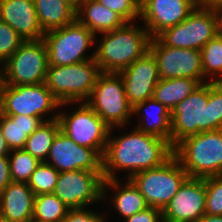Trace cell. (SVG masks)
I'll return each mask as SVG.
<instances>
[{
	"label": "cell",
	"instance_id": "obj_1",
	"mask_svg": "<svg viewBox=\"0 0 222 222\" xmlns=\"http://www.w3.org/2000/svg\"><path fill=\"white\" fill-rule=\"evenodd\" d=\"M113 129L109 130L102 157L104 180L117 179L118 170H127V179H130L138 172L163 165L174 155L168 140L143 133L136 127L128 134L113 137Z\"/></svg>",
	"mask_w": 222,
	"mask_h": 222
},
{
	"label": "cell",
	"instance_id": "obj_2",
	"mask_svg": "<svg viewBox=\"0 0 222 222\" xmlns=\"http://www.w3.org/2000/svg\"><path fill=\"white\" fill-rule=\"evenodd\" d=\"M103 36L94 50V60L101 72L120 73L150 49L151 36L144 26L131 22Z\"/></svg>",
	"mask_w": 222,
	"mask_h": 222
},
{
	"label": "cell",
	"instance_id": "obj_3",
	"mask_svg": "<svg viewBox=\"0 0 222 222\" xmlns=\"http://www.w3.org/2000/svg\"><path fill=\"white\" fill-rule=\"evenodd\" d=\"M173 152L189 178L222 175V129L187 137Z\"/></svg>",
	"mask_w": 222,
	"mask_h": 222
},
{
	"label": "cell",
	"instance_id": "obj_4",
	"mask_svg": "<svg viewBox=\"0 0 222 222\" xmlns=\"http://www.w3.org/2000/svg\"><path fill=\"white\" fill-rule=\"evenodd\" d=\"M100 73L94 59L65 66L49 65L45 85L61 106L73 105L89 98Z\"/></svg>",
	"mask_w": 222,
	"mask_h": 222
},
{
	"label": "cell",
	"instance_id": "obj_5",
	"mask_svg": "<svg viewBox=\"0 0 222 222\" xmlns=\"http://www.w3.org/2000/svg\"><path fill=\"white\" fill-rule=\"evenodd\" d=\"M214 130L210 82L200 84L171 111V146L198 133Z\"/></svg>",
	"mask_w": 222,
	"mask_h": 222
},
{
	"label": "cell",
	"instance_id": "obj_6",
	"mask_svg": "<svg viewBox=\"0 0 222 222\" xmlns=\"http://www.w3.org/2000/svg\"><path fill=\"white\" fill-rule=\"evenodd\" d=\"M0 67V85L19 86L45 83L48 51L43 39L24 41Z\"/></svg>",
	"mask_w": 222,
	"mask_h": 222
},
{
	"label": "cell",
	"instance_id": "obj_7",
	"mask_svg": "<svg viewBox=\"0 0 222 222\" xmlns=\"http://www.w3.org/2000/svg\"><path fill=\"white\" fill-rule=\"evenodd\" d=\"M188 178L187 172L173 155L163 165L138 172L130 180L149 207L163 210Z\"/></svg>",
	"mask_w": 222,
	"mask_h": 222
},
{
	"label": "cell",
	"instance_id": "obj_8",
	"mask_svg": "<svg viewBox=\"0 0 222 222\" xmlns=\"http://www.w3.org/2000/svg\"><path fill=\"white\" fill-rule=\"evenodd\" d=\"M109 126L121 128L131 120L133 107L125 95L122 77L119 73L101 72L89 98L85 101Z\"/></svg>",
	"mask_w": 222,
	"mask_h": 222
},
{
	"label": "cell",
	"instance_id": "obj_9",
	"mask_svg": "<svg viewBox=\"0 0 222 222\" xmlns=\"http://www.w3.org/2000/svg\"><path fill=\"white\" fill-rule=\"evenodd\" d=\"M96 36L77 19L59 29L45 32L43 40L48 51V64L65 66L94 59L87 57L88 48L95 46Z\"/></svg>",
	"mask_w": 222,
	"mask_h": 222
},
{
	"label": "cell",
	"instance_id": "obj_10",
	"mask_svg": "<svg viewBox=\"0 0 222 222\" xmlns=\"http://www.w3.org/2000/svg\"><path fill=\"white\" fill-rule=\"evenodd\" d=\"M61 107V103L53 96L45 83L34 85L9 86L0 85V113L13 115H28L39 117L43 121L58 118V113L47 120L44 115Z\"/></svg>",
	"mask_w": 222,
	"mask_h": 222
},
{
	"label": "cell",
	"instance_id": "obj_11",
	"mask_svg": "<svg viewBox=\"0 0 222 222\" xmlns=\"http://www.w3.org/2000/svg\"><path fill=\"white\" fill-rule=\"evenodd\" d=\"M217 34L219 24L215 8L196 7L184 21L164 29L156 37L170 47L201 50Z\"/></svg>",
	"mask_w": 222,
	"mask_h": 222
},
{
	"label": "cell",
	"instance_id": "obj_12",
	"mask_svg": "<svg viewBox=\"0 0 222 222\" xmlns=\"http://www.w3.org/2000/svg\"><path fill=\"white\" fill-rule=\"evenodd\" d=\"M70 114L58 113L61 131L79 146L94 149L103 157L109 136V126L86 102Z\"/></svg>",
	"mask_w": 222,
	"mask_h": 222
},
{
	"label": "cell",
	"instance_id": "obj_13",
	"mask_svg": "<svg viewBox=\"0 0 222 222\" xmlns=\"http://www.w3.org/2000/svg\"><path fill=\"white\" fill-rule=\"evenodd\" d=\"M149 51L156 58L160 79L190 78L200 84L208 82L203 76L200 50L170 47L153 37Z\"/></svg>",
	"mask_w": 222,
	"mask_h": 222
},
{
	"label": "cell",
	"instance_id": "obj_14",
	"mask_svg": "<svg viewBox=\"0 0 222 222\" xmlns=\"http://www.w3.org/2000/svg\"><path fill=\"white\" fill-rule=\"evenodd\" d=\"M102 172L75 170L60 172L53 194L69 209L87 208L102 201Z\"/></svg>",
	"mask_w": 222,
	"mask_h": 222
},
{
	"label": "cell",
	"instance_id": "obj_15",
	"mask_svg": "<svg viewBox=\"0 0 222 222\" xmlns=\"http://www.w3.org/2000/svg\"><path fill=\"white\" fill-rule=\"evenodd\" d=\"M46 163L59 173L75 170L102 172V157L92 148L79 146L61 130L53 141Z\"/></svg>",
	"mask_w": 222,
	"mask_h": 222
},
{
	"label": "cell",
	"instance_id": "obj_16",
	"mask_svg": "<svg viewBox=\"0 0 222 222\" xmlns=\"http://www.w3.org/2000/svg\"><path fill=\"white\" fill-rule=\"evenodd\" d=\"M203 178H188L162 210L163 222H198L205 214Z\"/></svg>",
	"mask_w": 222,
	"mask_h": 222
},
{
	"label": "cell",
	"instance_id": "obj_17",
	"mask_svg": "<svg viewBox=\"0 0 222 222\" xmlns=\"http://www.w3.org/2000/svg\"><path fill=\"white\" fill-rule=\"evenodd\" d=\"M196 7L194 0H141L140 18L153 38L184 21Z\"/></svg>",
	"mask_w": 222,
	"mask_h": 222
},
{
	"label": "cell",
	"instance_id": "obj_18",
	"mask_svg": "<svg viewBox=\"0 0 222 222\" xmlns=\"http://www.w3.org/2000/svg\"><path fill=\"white\" fill-rule=\"evenodd\" d=\"M119 74L123 80L125 95L132 107L152 98L155 86L160 81L157 61L150 51Z\"/></svg>",
	"mask_w": 222,
	"mask_h": 222
},
{
	"label": "cell",
	"instance_id": "obj_19",
	"mask_svg": "<svg viewBox=\"0 0 222 222\" xmlns=\"http://www.w3.org/2000/svg\"><path fill=\"white\" fill-rule=\"evenodd\" d=\"M0 20L12 27L24 40L43 39L33 0H0Z\"/></svg>",
	"mask_w": 222,
	"mask_h": 222
},
{
	"label": "cell",
	"instance_id": "obj_20",
	"mask_svg": "<svg viewBox=\"0 0 222 222\" xmlns=\"http://www.w3.org/2000/svg\"><path fill=\"white\" fill-rule=\"evenodd\" d=\"M35 195L27 183L11 182L0 192V214L10 222H29Z\"/></svg>",
	"mask_w": 222,
	"mask_h": 222
},
{
	"label": "cell",
	"instance_id": "obj_21",
	"mask_svg": "<svg viewBox=\"0 0 222 222\" xmlns=\"http://www.w3.org/2000/svg\"><path fill=\"white\" fill-rule=\"evenodd\" d=\"M140 111L145 115L136 128L143 133L168 140L171 144V111L153 97L136 104L132 114H141Z\"/></svg>",
	"mask_w": 222,
	"mask_h": 222
},
{
	"label": "cell",
	"instance_id": "obj_22",
	"mask_svg": "<svg viewBox=\"0 0 222 222\" xmlns=\"http://www.w3.org/2000/svg\"><path fill=\"white\" fill-rule=\"evenodd\" d=\"M76 19L95 36L124 26L127 22L116 12L105 8L96 0L82 2L76 9Z\"/></svg>",
	"mask_w": 222,
	"mask_h": 222
},
{
	"label": "cell",
	"instance_id": "obj_23",
	"mask_svg": "<svg viewBox=\"0 0 222 222\" xmlns=\"http://www.w3.org/2000/svg\"><path fill=\"white\" fill-rule=\"evenodd\" d=\"M117 179H109L103 181L102 199L106 198V191L110 188L114 189V196L111 197L115 211L124 219L145 210L149 207L139 189L133 184L130 179H126L123 187ZM108 188V189H106ZM116 190V191H115Z\"/></svg>",
	"mask_w": 222,
	"mask_h": 222
},
{
	"label": "cell",
	"instance_id": "obj_24",
	"mask_svg": "<svg viewBox=\"0 0 222 222\" xmlns=\"http://www.w3.org/2000/svg\"><path fill=\"white\" fill-rule=\"evenodd\" d=\"M39 117L7 116L0 113V129L9 150L23 149L28 136L44 123Z\"/></svg>",
	"mask_w": 222,
	"mask_h": 222
},
{
	"label": "cell",
	"instance_id": "obj_25",
	"mask_svg": "<svg viewBox=\"0 0 222 222\" xmlns=\"http://www.w3.org/2000/svg\"><path fill=\"white\" fill-rule=\"evenodd\" d=\"M39 25L45 32L59 29L76 19V9L66 0H33Z\"/></svg>",
	"mask_w": 222,
	"mask_h": 222
},
{
	"label": "cell",
	"instance_id": "obj_26",
	"mask_svg": "<svg viewBox=\"0 0 222 222\" xmlns=\"http://www.w3.org/2000/svg\"><path fill=\"white\" fill-rule=\"evenodd\" d=\"M199 85L197 80L190 78L160 79L155 86L153 98L172 111Z\"/></svg>",
	"mask_w": 222,
	"mask_h": 222
},
{
	"label": "cell",
	"instance_id": "obj_27",
	"mask_svg": "<svg viewBox=\"0 0 222 222\" xmlns=\"http://www.w3.org/2000/svg\"><path fill=\"white\" fill-rule=\"evenodd\" d=\"M60 130L61 127L58 119L42 123L41 126L28 136L23 149L40 162H46L53 141Z\"/></svg>",
	"mask_w": 222,
	"mask_h": 222
},
{
	"label": "cell",
	"instance_id": "obj_28",
	"mask_svg": "<svg viewBox=\"0 0 222 222\" xmlns=\"http://www.w3.org/2000/svg\"><path fill=\"white\" fill-rule=\"evenodd\" d=\"M70 209L53 193L35 196L32 219L38 222H61Z\"/></svg>",
	"mask_w": 222,
	"mask_h": 222
},
{
	"label": "cell",
	"instance_id": "obj_29",
	"mask_svg": "<svg viewBox=\"0 0 222 222\" xmlns=\"http://www.w3.org/2000/svg\"><path fill=\"white\" fill-rule=\"evenodd\" d=\"M200 52L204 79L206 77L209 78L208 82H222V35L217 34Z\"/></svg>",
	"mask_w": 222,
	"mask_h": 222
},
{
	"label": "cell",
	"instance_id": "obj_30",
	"mask_svg": "<svg viewBox=\"0 0 222 222\" xmlns=\"http://www.w3.org/2000/svg\"><path fill=\"white\" fill-rule=\"evenodd\" d=\"M8 157L12 182L27 183L41 163L24 149H12Z\"/></svg>",
	"mask_w": 222,
	"mask_h": 222
},
{
	"label": "cell",
	"instance_id": "obj_31",
	"mask_svg": "<svg viewBox=\"0 0 222 222\" xmlns=\"http://www.w3.org/2000/svg\"><path fill=\"white\" fill-rule=\"evenodd\" d=\"M58 175L59 172L53 166L46 162H41L31 174L27 184L35 196L53 193Z\"/></svg>",
	"mask_w": 222,
	"mask_h": 222
},
{
	"label": "cell",
	"instance_id": "obj_32",
	"mask_svg": "<svg viewBox=\"0 0 222 222\" xmlns=\"http://www.w3.org/2000/svg\"><path fill=\"white\" fill-rule=\"evenodd\" d=\"M203 179L206 186L205 214L222 215V175Z\"/></svg>",
	"mask_w": 222,
	"mask_h": 222
},
{
	"label": "cell",
	"instance_id": "obj_33",
	"mask_svg": "<svg viewBox=\"0 0 222 222\" xmlns=\"http://www.w3.org/2000/svg\"><path fill=\"white\" fill-rule=\"evenodd\" d=\"M23 42L12 27L0 20V64H4Z\"/></svg>",
	"mask_w": 222,
	"mask_h": 222
},
{
	"label": "cell",
	"instance_id": "obj_34",
	"mask_svg": "<svg viewBox=\"0 0 222 222\" xmlns=\"http://www.w3.org/2000/svg\"><path fill=\"white\" fill-rule=\"evenodd\" d=\"M102 6L119 14L127 23L140 17L141 0H96Z\"/></svg>",
	"mask_w": 222,
	"mask_h": 222
},
{
	"label": "cell",
	"instance_id": "obj_35",
	"mask_svg": "<svg viewBox=\"0 0 222 222\" xmlns=\"http://www.w3.org/2000/svg\"><path fill=\"white\" fill-rule=\"evenodd\" d=\"M210 103H213L214 130L222 129V82H210Z\"/></svg>",
	"mask_w": 222,
	"mask_h": 222
},
{
	"label": "cell",
	"instance_id": "obj_36",
	"mask_svg": "<svg viewBox=\"0 0 222 222\" xmlns=\"http://www.w3.org/2000/svg\"><path fill=\"white\" fill-rule=\"evenodd\" d=\"M105 216L89 209H70L61 222H105Z\"/></svg>",
	"mask_w": 222,
	"mask_h": 222
},
{
	"label": "cell",
	"instance_id": "obj_37",
	"mask_svg": "<svg viewBox=\"0 0 222 222\" xmlns=\"http://www.w3.org/2000/svg\"><path fill=\"white\" fill-rule=\"evenodd\" d=\"M125 222H163L162 210L154 207H147L125 219Z\"/></svg>",
	"mask_w": 222,
	"mask_h": 222
},
{
	"label": "cell",
	"instance_id": "obj_38",
	"mask_svg": "<svg viewBox=\"0 0 222 222\" xmlns=\"http://www.w3.org/2000/svg\"><path fill=\"white\" fill-rule=\"evenodd\" d=\"M12 182L9 157L8 155L0 156V192Z\"/></svg>",
	"mask_w": 222,
	"mask_h": 222
},
{
	"label": "cell",
	"instance_id": "obj_39",
	"mask_svg": "<svg viewBox=\"0 0 222 222\" xmlns=\"http://www.w3.org/2000/svg\"><path fill=\"white\" fill-rule=\"evenodd\" d=\"M197 7H215L222 0H194Z\"/></svg>",
	"mask_w": 222,
	"mask_h": 222
},
{
	"label": "cell",
	"instance_id": "obj_40",
	"mask_svg": "<svg viewBox=\"0 0 222 222\" xmlns=\"http://www.w3.org/2000/svg\"><path fill=\"white\" fill-rule=\"evenodd\" d=\"M198 222H222V215L204 214Z\"/></svg>",
	"mask_w": 222,
	"mask_h": 222
},
{
	"label": "cell",
	"instance_id": "obj_41",
	"mask_svg": "<svg viewBox=\"0 0 222 222\" xmlns=\"http://www.w3.org/2000/svg\"><path fill=\"white\" fill-rule=\"evenodd\" d=\"M10 152L9 148L7 147L5 140L2 135V131L0 129V156L8 155Z\"/></svg>",
	"mask_w": 222,
	"mask_h": 222
},
{
	"label": "cell",
	"instance_id": "obj_42",
	"mask_svg": "<svg viewBox=\"0 0 222 222\" xmlns=\"http://www.w3.org/2000/svg\"><path fill=\"white\" fill-rule=\"evenodd\" d=\"M214 8L218 15L219 33L222 35V2L216 5Z\"/></svg>",
	"mask_w": 222,
	"mask_h": 222
},
{
	"label": "cell",
	"instance_id": "obj_43",
	"mask_svg": "<svg viewBox=\"0 0 222 222\" xmlns=\"http://www.w3.org/2000/svg\"><path fill=\"white\" fill-rule=\"evenodd\" d=\"M71 6H73L75 9H77L81 3L82 0H66Z\"/></svg>",
	"mask_w": 222,
	"mask_h": 222
},
{
	"label": "cell",
	"instance_id": "obj_44",
	"mask_svg": "<svg viewBox=\"0 0 222 222\" xmlns=\"http://www.w3.org/2000/svg\"><path fill=\"white\" fill-rule=\"evenodd\" d=\"M0 222H10V221L0 214Z\"/></svg>",
	"mask_w": 222,
	"mask_h": 222
},
{
	"label": "cell",
	"instance_id": "obj_45",
	"mask_svg": "<svg viewBox=\"0 0 222 222\" xmlns=\"http://www.w3.org/2000/svg\"><path fill=\"white\" fill-rule=\"evenodd\" d=\"M29 222H38V221H36V220L32 219V220H30Z\"/></svg>",
	"mask_w": 222,
	"mask_h": 222
}]
</instances>
